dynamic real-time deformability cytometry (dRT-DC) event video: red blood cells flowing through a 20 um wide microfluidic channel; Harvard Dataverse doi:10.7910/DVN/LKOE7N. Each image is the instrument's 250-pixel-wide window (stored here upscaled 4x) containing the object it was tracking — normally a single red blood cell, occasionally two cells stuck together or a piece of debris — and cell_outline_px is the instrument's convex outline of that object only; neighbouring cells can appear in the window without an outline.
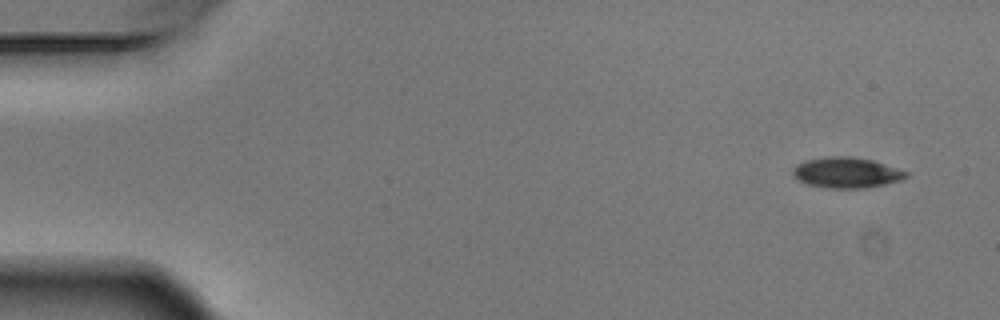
{"species": "Egyptian fruit bat (a non-hibernating species)", "species_latin": "Rousettus aegyptiacus", "temperature_condition": "warm", "stored_images_in_passage": 7, "camera_frame_rate_fps": 3000, "um_per_image_px": 0.085, "animal": {"sex": "male"}, "frame": {"image": 1, "passage_image": 1, "time_ms": 0.0, "image_size_px": [1000, 320], "cell_outline_px": [[908, 176], [900, 180], [884, 184], [864, 188], [828, 188], [808, 184], [792, 176], [792, 168], [796, 164], [808, 160], [828, 156], [852, 156], [872, 160], [908, 172]], "centroid_in_image_um": [71.92, 14.67], "position_along_channel_um": 13.1, "area_um2": 20.06}}
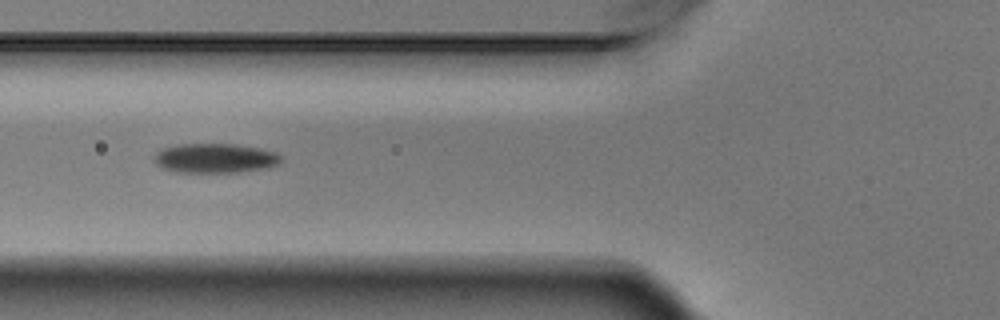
{"frame": {"image": 2, "passage_image": 6, "time_ms": 1.667, "image_size_px": [1000, 320], "cell_outline_px": [[284, 160], [280, 164], [268, 168], [240, 172], [180, 172], [164, 168], [156, 164], [152, 160], [156, 152], [164, 148], [180, 144], [240, 144], [260, 148], [276, 152], [284, 156]], "centroid_in_image_um": [18.37, 13.44], "position_along_channel_um": 107.4, "area_um2": 22.14}}
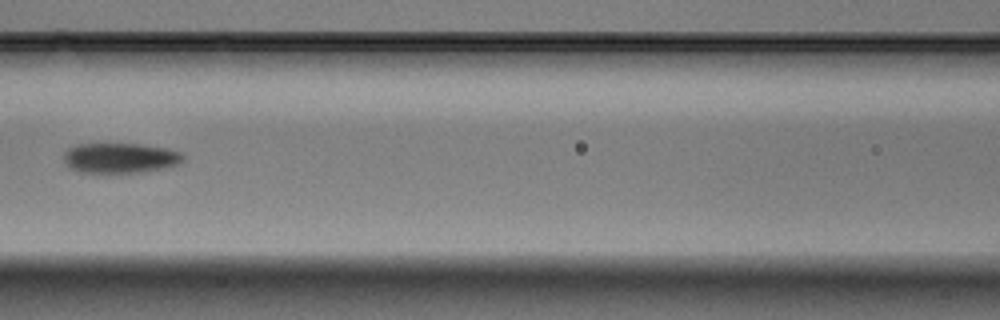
{"frame": {"image": 3, "passage_image": 7, "time_ms": 2.0, "image_size_px": [1000, 320], "cell_outline_px": [[184, 160], [176, 164], [164, 168], [144, 172], [80, 172], [68, 168], [64, 160], [64, 152], [68, 148], [76, 144], [140, 144], [168, 148], [180, 152], [184, 156]], "centroid_in_image_um": [10.2, 13.42], "position_along_channel_um": 156.4, "area_um2": 20.98}}